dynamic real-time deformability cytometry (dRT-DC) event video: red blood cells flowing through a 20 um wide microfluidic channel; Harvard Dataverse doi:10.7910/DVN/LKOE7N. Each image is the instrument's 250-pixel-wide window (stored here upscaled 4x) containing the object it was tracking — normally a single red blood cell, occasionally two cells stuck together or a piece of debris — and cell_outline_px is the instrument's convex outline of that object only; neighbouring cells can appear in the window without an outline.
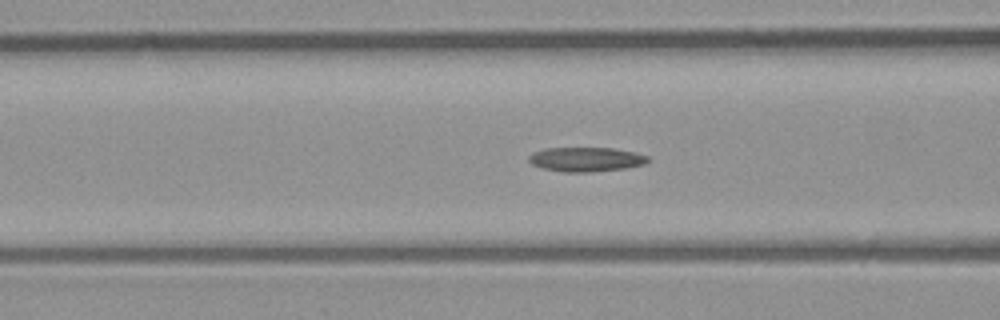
{"species": "common noctule bat (a hibernating species)", "species_latin": "Nyctalus noctula", "temperature_condition": "room temperature", "stored_images_in_passage": 30, "camera_frame_rate_fps": 3000, "um_per_image_px": 0.085, "animal": {"sex": "male", "body_mass_g": 23.1, "forearm_length_mm": 52.7}, "frame": {"image": 1, "passage_image": 9, "time_ms": 2.667, "image_size_px": [1000, 320], "cell_outline_px": [[648, 160], [644, 164], [624, 168], [592, 172], [564, 172], [544, 168], [532, 164], [528, 160], [528, 156], [532, 152], [544, 148], [612, 148], [636, 152], [648, 156]], "centroid_in_image_um": [49.79, 13.54], "position_along_channel_um": 116.8, "area_um2": 16.88}}
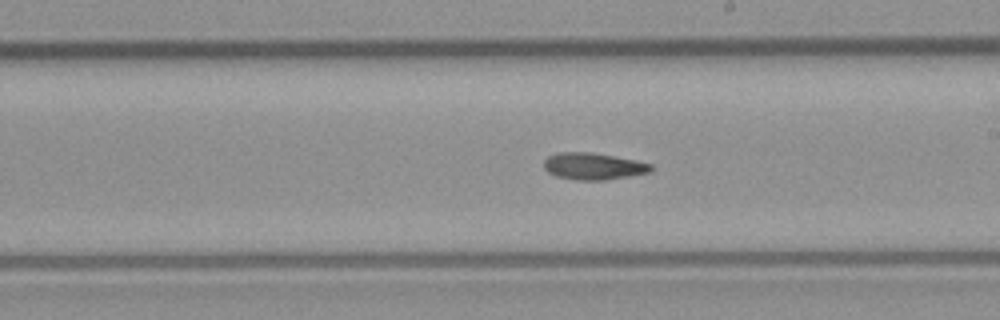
{"frame": {"image": 2, "passage_image": 18, "time_ms": 5.667, "image_size_px": [1000, 320], "cell_outline_px": [[656, 168], [652, 172], [604, 180], [576, 180], [556, 176], [548, 172], [544, 168], [544, 160], [548, 156], [560, 152], [592, 152], [636, 160], [652, 164]], "centroid_in_image_um": [50.47, 14.13], "position_along_channel_um": 238.5, "area_um2": 16.88}}
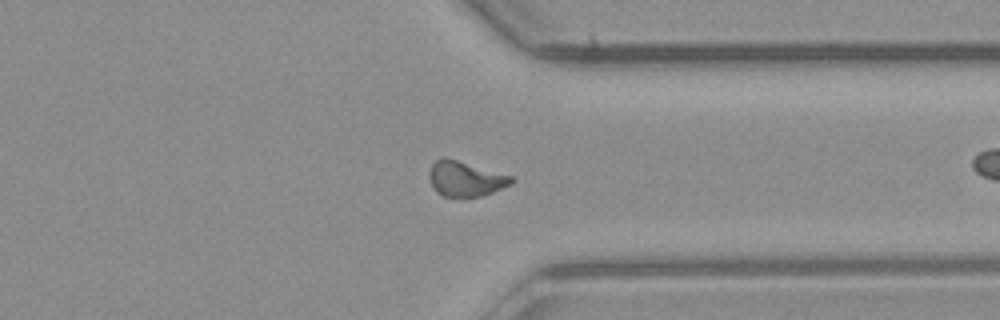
{"frame": {"image": 3, "passage_image": 28, "time_ms": 9.0, "image_size_px": [1000, 320], "cell_outline_px": [[516, 180], [512, 184], [484, 196], [444, 196], [436, 192], [432, 184], [432, 164], [436, 160], [444, 156], [512, 176]], "centroid_in_image_um": [39.63, 15.2], "position_along_channel_um": 371.8, "area_um2": 16.47}}